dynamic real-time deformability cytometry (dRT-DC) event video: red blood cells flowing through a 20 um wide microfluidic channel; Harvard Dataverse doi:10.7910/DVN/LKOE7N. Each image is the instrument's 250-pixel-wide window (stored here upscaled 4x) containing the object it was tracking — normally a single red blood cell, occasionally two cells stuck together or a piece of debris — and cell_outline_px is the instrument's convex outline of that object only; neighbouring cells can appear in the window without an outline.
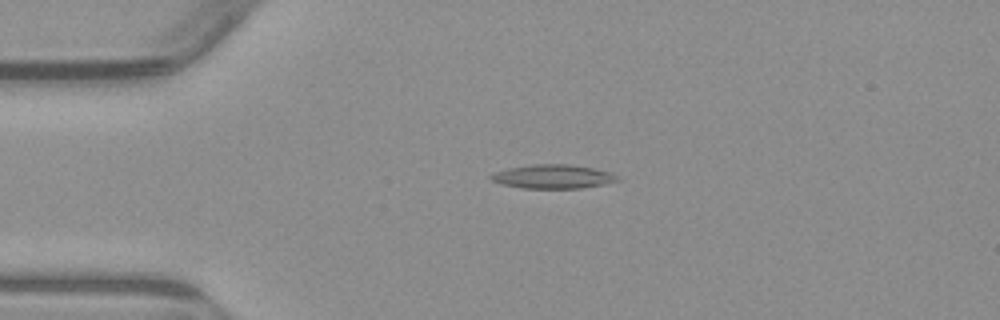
{"species": "common noctule bat (a hibernating species)", "species_latin": "Nyctalus noctula", "temperature_condition": "warm", "stored_images_in_passage": 4, "camera_frame_rate_fps": 3000, "um_per_image_px": 0.085, "animal": {"sex": "male", "body_mass_g": 23.1, "forearm_length_mm": 52.7}, "frame": {"image": 1, "passage_image": 3, "time_ms": 3.333, "image_size_px": [1000, 320], "cell_outline_px": [[620, 180], [604, 184], [580, 188], [524, 188], [500, 184], [492, 180], [488, 176], [496, 172], [508, 168], [532, 164], [568, 164], [592, 168], [612, 172]], "centroid_in_image_um": [46.99, 15.0], "position_along_channel_um": 38.0, "area_um2": 17.51}}